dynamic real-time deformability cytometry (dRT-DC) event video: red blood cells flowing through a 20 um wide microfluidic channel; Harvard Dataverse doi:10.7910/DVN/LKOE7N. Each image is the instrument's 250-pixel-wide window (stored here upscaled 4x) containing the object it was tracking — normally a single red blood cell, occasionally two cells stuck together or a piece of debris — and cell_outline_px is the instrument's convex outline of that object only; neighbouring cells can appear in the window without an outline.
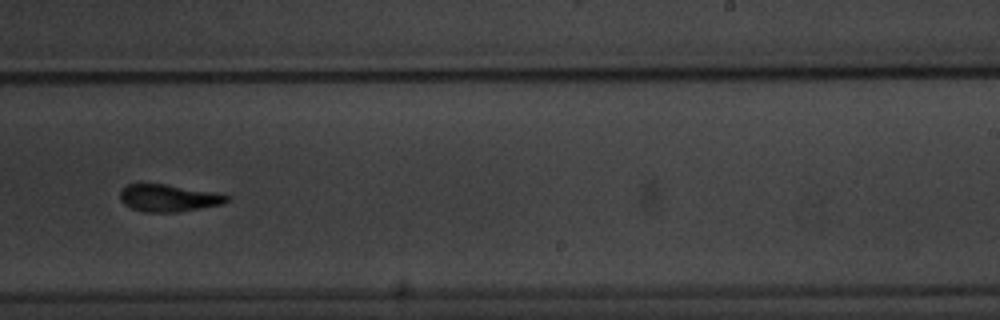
{"species": "common noctule bat (a hibernating species)", "species_latin": "Nyctalus noctula", "temperature_condition": "warm", "stored_images_in_passage": 13, "camera_frame_rate_fps": 3000, "um_per_image_px": 0.085, "animal": {"sex": "male", "body_mass_g": 20.1, "forearm_length_mm": 53.5}, "frame": {"image": 1, "passage_image": 8, "time_ms": 8.333, "image_size_px": [1000, 320], "cell_outline_px": [[232, 200], [224, 204], [176, 212], [144, 212], [132, 208], [124, 204], [120, 200], [120, 192], [128, 184], [164, 184], [216, 192], [232, 196]], "centroid_in_image_um": [14.39, 16.83], "position_along_channel_um": 274.6, "area_um2": 16.99}}
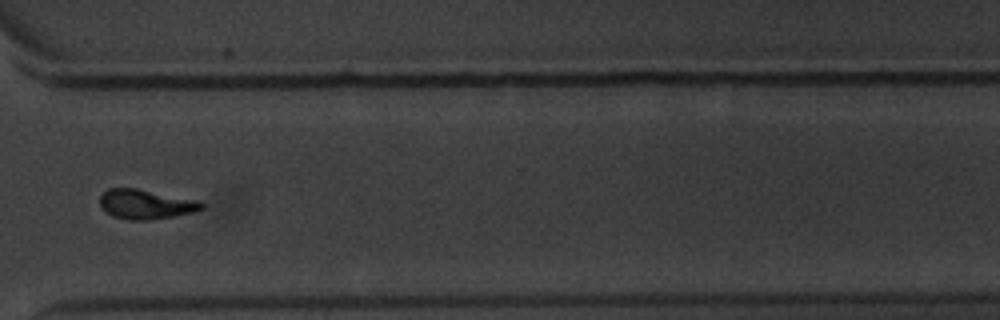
{"frame": {"image": 2, "passage_image": 10, "time_ms": 10.667, "image_size_px": [1000, 320], "cell_outline_px": [[204, 208], [192, 212], [172, 216], [148, 220], [132, 220], [112, 216], [100, 208], [100, 196], [108, 188], [136, 188], [200, 200], [204, 204]], "centroid_in_image_um": [12.38, 17.35], "position_along_channel_um": 358.2, "area_um2": 17.57}}
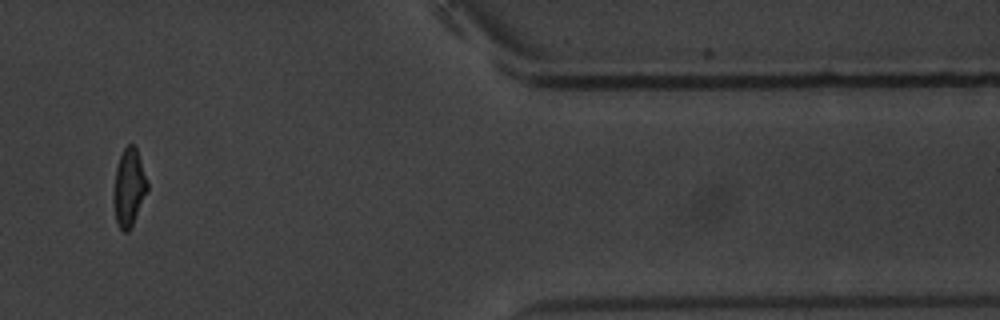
{"frame": {"image": 3, "passage_image": 11, "time_ms": 16.667, "image_size_px": [1000, 320], "cell_outline_px": [[148, 192], [128, 232], [124, 232], [120, 228], [116, 220], [116, 168], [120, 156], [124, 148], [128, 144], [132, 144], [136, 148], [148, 184]], "centroid_in_image_um": [11.01, 15.92], "position_along_channel_um": 400.4, "area_um2": 14.39}, "authors_computed_cell_mechanics": {"area_um2": 16.9932, "velocity_mm_per_s": 3.5836, "shape_relaxation_time_tau1_ms": 8.9275, "shape_relaxation_time_tau2_ms": 2.8128, "deformation_change_tau1": 0.234, "deformation_change_tau2": 0.0769}}